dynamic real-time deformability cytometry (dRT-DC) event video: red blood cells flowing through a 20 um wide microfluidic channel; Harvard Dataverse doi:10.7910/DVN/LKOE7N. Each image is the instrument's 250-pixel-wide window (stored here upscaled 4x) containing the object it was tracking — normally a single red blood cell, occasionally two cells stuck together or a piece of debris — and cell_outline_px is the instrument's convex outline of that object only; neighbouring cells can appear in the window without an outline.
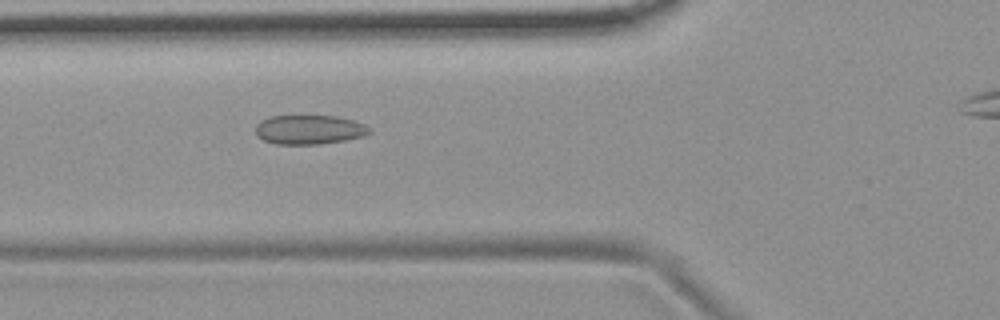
{"species": "common noctule bat (a hibernating species)", "species_latin": "Nyctalus noctula", "temperature_condition": "room temperature", "stored_images_in_passage": 46, "camera_frame_rate_fps": 3000, "um_per_image_px": 0.085, "animal": {"sex": "female", "body_mass_g": 19.9}, "frame": {"image": 1, "passage_image": 17, "time_ms": 5.333, "image_size_px": [1000, 320], "cell_outline_px": [[372, 132], [364, 136], [344, 140], [320, 144], [276, 144], [264, 140], [256, 136], [256, 124], [260, 120], [268, 116], [336, 116], [352, 120], [364, 124], [372, 128]], "centroid_in_image_um": [26.28, 11.02], "position_along_channel_um": 99.5, "area_um2": 19.54}}
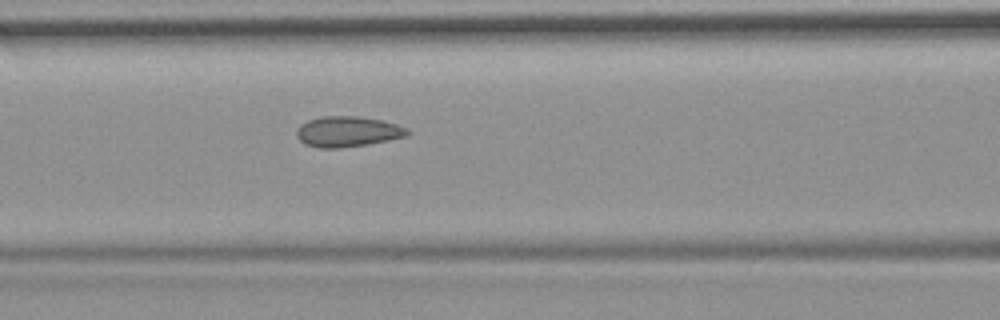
{"frame": {"image": 2, "passage_image": 20, "time_ms": 6.333, "image_size_px": [1000, 320], "cell_outline_px": [[408, 132], [404, 136], [388, 140], [368, 144], [336, 148], [320, 148], [304, 144], [296, 136], [296, 132], [300, 124], [308, 120], [320, 116], [360, 116], [384, 120], [408, 128]], "centroid_in_image_um": [29.51, 11.17], "position_along_channel_um": 137.1, "area_um2": 19.71}}
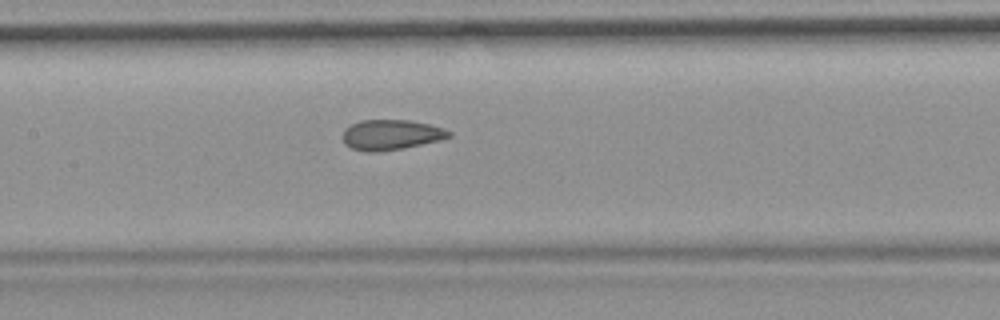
{"frame": {"image": 3, "passage_image": 23, "time_ms": 7.333, "image_size_px": [1000, 320], "cell_outline_px": [[452, 136], [440, 140], [400, 148], [376, 152], [368, 152], [352, 148], [344, 140], [344, 128], [360, 120], [408, 120], [428, 124], [444, 128], [452, 132]], "centroid_in_image_um": [33.26, 11.44], "position_along_channel_um": 174.1, "area_um2": 18.38}, "authors_computed_cell_mechanics": {"area_um2": 19.1896, "velocity_mm_per_s": 3.714, "shape_relaxation_time_tau1_ms": null, "shape_relaxation_time_tau2_ms": 1.2335, "deformation_change_tau1": null, "deformation_change_tau2": 0.0765}}